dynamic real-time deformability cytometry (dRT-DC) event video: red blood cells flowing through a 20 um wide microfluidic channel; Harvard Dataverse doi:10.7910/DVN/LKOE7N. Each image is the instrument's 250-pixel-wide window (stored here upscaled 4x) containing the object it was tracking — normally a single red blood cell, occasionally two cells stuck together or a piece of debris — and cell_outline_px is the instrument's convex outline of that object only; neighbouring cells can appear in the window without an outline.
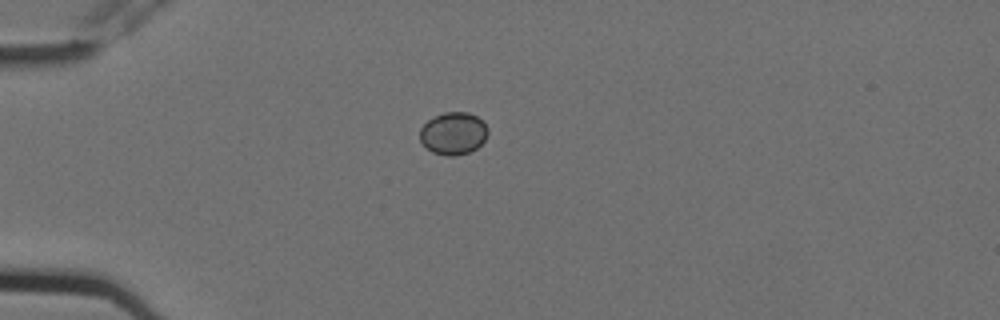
{"species": "Egyptian fruit bat (a non-hibernating species)", "species_latin": "Rousettus aegyptiacus", "temperature_condition": "cold", "stored_images_in_passage": 5, "camera_frame_rate_fps": 3000, "um_per_image_px": 0.085, "animal": {"sex": "female"}, "frame": {"image": 1, "passage_image": 1, "time_ms": 0.0, "image_size_px": [1000, 320], "cell_outline_px": [[488, 132], [484, 140], [476, 148], [468, 152], [456, 156], [448, 156], [432, 152], [420, 140], [420, 128], [428, 120], [444, 112], [468, 112], [484, 120], [488, 128]], "centroid_in_image_um": [38.55, 11.33], "position_along_channel_um": 46.4, "area_um2": 16.76}}
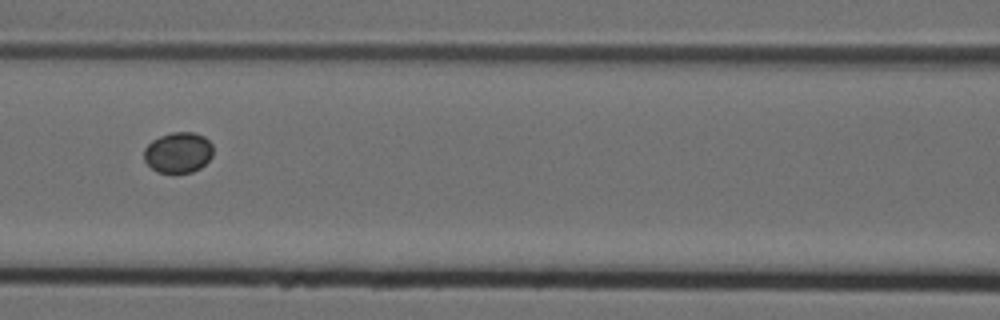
{"frame": {"image": 2, "passage_image": 4, "time_ms": 1.0, "image_size_px": [1000, 320], "cell_outline_px": [[212, 156], [200, 168], [192, 172], [156, 172], [144, 160], [144, 148], [152, 140], [160, 136], [172, 132], [192, 132], [204, 136], [212, 144]], "centroid_in_image_um": [15.14, 12.95], "position_along_channel_um": 151.5, "area_um2": 16.3}}
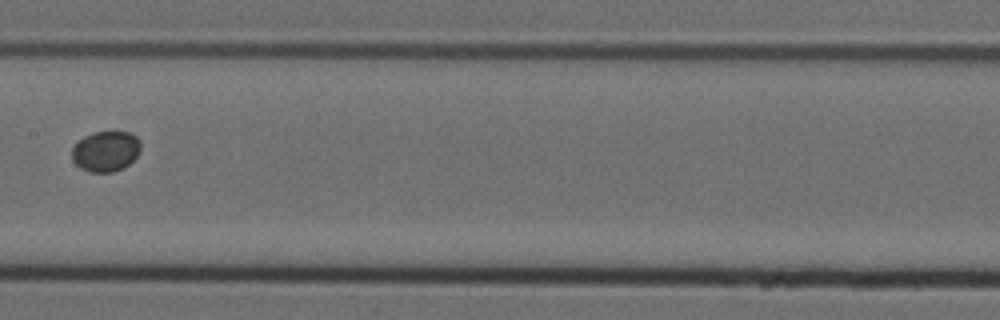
{"frame": {"image": 3, "passage_image": 5, "time_ms": 1.333, "image_size_px": [1000, 320], "cell_outline_px": [[140, 152], [124, 168], [112, 172], [88, 172], [80, 168], [72, 160], [72, 148], [84, 136], [96, 132], [128, 132], [136, 136], [140, 140]], "centroid_in_image_um": [8.99, 12.87], "position_along_channel_um": 198.4, "area_um2": 16.18}}